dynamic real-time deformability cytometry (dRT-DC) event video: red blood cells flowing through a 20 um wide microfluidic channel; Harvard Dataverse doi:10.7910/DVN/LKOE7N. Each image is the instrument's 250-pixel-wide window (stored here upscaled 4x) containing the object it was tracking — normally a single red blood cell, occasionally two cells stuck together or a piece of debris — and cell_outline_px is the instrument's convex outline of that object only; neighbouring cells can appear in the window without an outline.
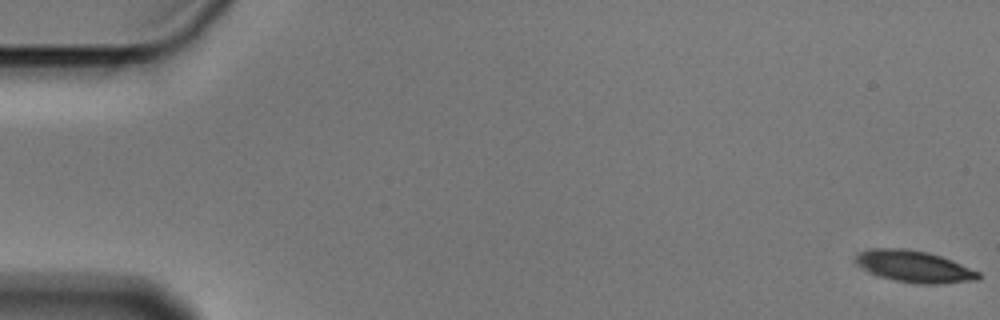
{"species": "Egyptian fruit bat (a non-hibernating species)", "species_latin": "Rousettus aegyptiacus", "temperature_condition": "cold", "stored_images_in_passage": 9, "camera_frame_rate_fps": 3000, "um_per_image_px": 0.085, "animal": {"sex": "male"}, "frame": {"image": 1, "passage_image": 1, "time_ms": 0.0, "image_size_px": [1000, 320], "cell_outline_px": [[980, 280], [944, 284], [916, 284], [896, 280], [880, 276], [864, 268], [856, 260], [856, 256], [860, 252], [872, 248], [908, 248], [928, 252], [952, 260], [980, 272]], "centroid_in_image_um": [77.79, 22.65], "position_along_channel_um": 7.2, "area_um2": 22.54}}
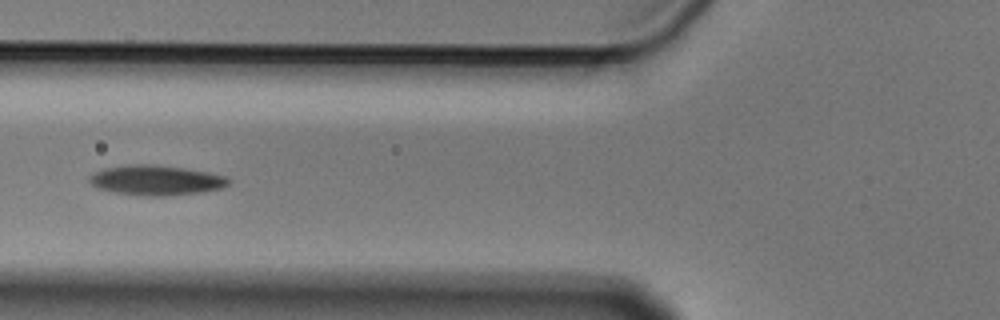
{"frame": {"image": 2, "passage_image": 7, "time_ms": 2.0, "image_size_px": [1000, 320], "cell_outline_px": [[232, 180], [224, 188], [204, 192], [164, 196], [148, 196], [116, 192], [96, 188], [88, 180], [88, 176], [92, 172], [100, 168], [124, 164], [152, 164], [184, 168], [208, 172], [228, 176]], "centroid_in_image_um": [13.26, 15.3], "position_along_channel_um": 112.5, "area_um2": 24.8}}
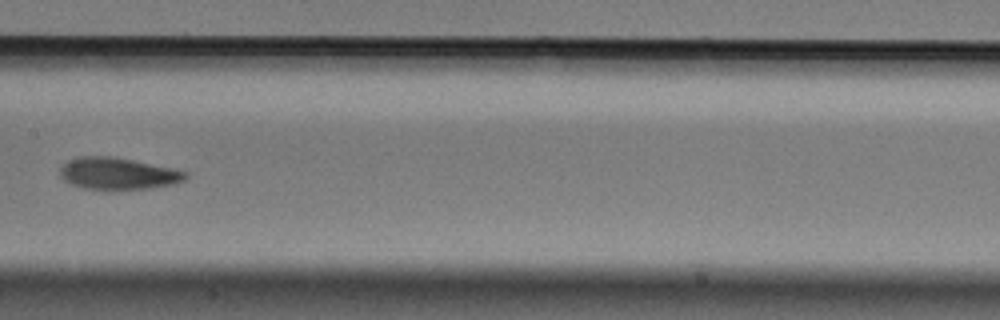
{"frame": {"image": 3, "passage_image": 9, "time_ms": 2.667, "image_size_px": [1000, 320], "cell_outline_px": [[188, 176], [184, 180], [176, 184], [152, 188], [84, 188], [72, 184], [64, 180], [60, 176], [60, 168], [68, 160], [80, 156], [112, 156], [176, 168], [188, 172]], "centroid_in_image_um": [10.08, 14.73], "position_along_channel_um": 197.3, "area_um2": 23.18}}